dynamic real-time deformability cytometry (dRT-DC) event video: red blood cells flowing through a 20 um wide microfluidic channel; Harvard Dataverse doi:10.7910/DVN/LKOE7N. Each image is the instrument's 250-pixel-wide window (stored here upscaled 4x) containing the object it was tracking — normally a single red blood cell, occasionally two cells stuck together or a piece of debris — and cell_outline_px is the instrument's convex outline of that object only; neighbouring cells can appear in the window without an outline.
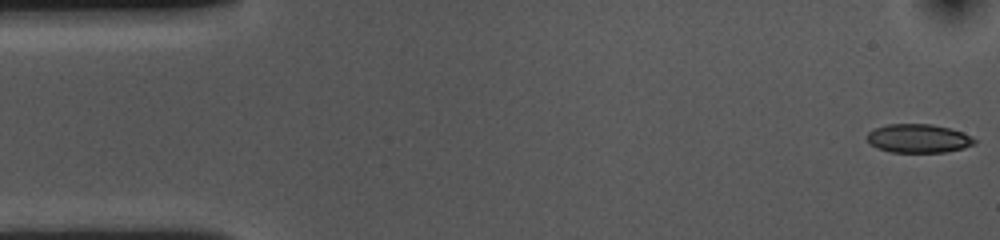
{"species": "common noctule bat (a hibernating species)", "species_latin": "Nyctalus noctula", "temperature_condition": "cold", "stored_images_in_passage": 54, "camera_frame_rate_fps": 3000, "um_per_image_px": 0.085, "animal": {"sex": "female", "body_mass_g": 10.0, "forearm_length_mm": 53.1}, "frame": {"image": 1, "passage_image": 1, "time_ms": 0.0, "image_size_px": [1000, 240], "cell_outline_px": [[976, 144], [964, 148], [944, 152], [892, 152], [876, 148], [868, 140], [868, 132], [876, 128], [888, 124], [932, 124], [948, 128], [972, 136], [976, 140]], "centroid_in_image_um": [78.09, 11.77], "position_along_channel_um": 6.9, "area_um2": 17.8}}
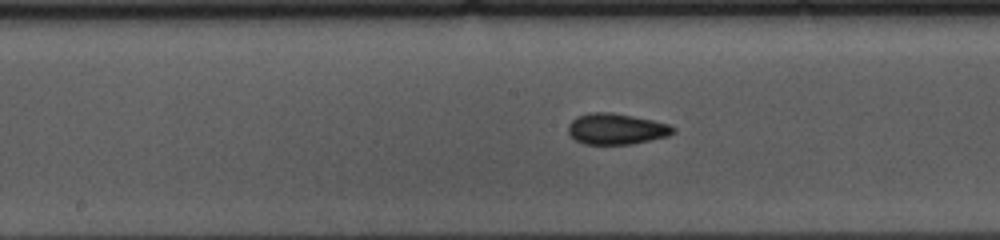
{"frame": {"image": 2, "passage_image": 26, "time_ms": 8.333, "image_size_px": [1000, 240], "cell_outline_px": [[676, 132], [668, 136], [632, 144], [584, 144], [576, 140], [568, 132], [568, 124], [576, 116], [592, 112], [612, 112], [652, 120], [668, 124], [676, 128]], "centroid_in_image_um": [52.39, 10.96], "position_along_channel_um": 195.8, "area_um2": 18.96}}
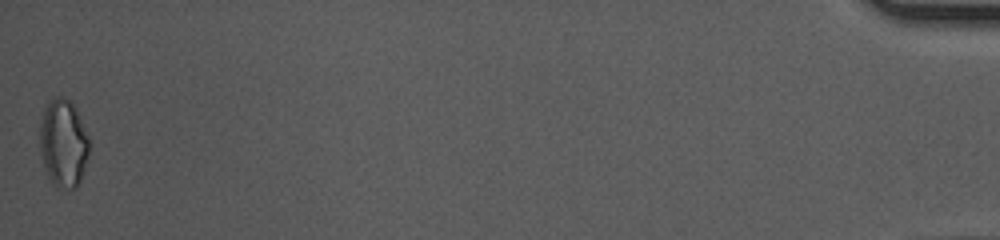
{"frame": {"image": 3, "passage_image": 54, "time_ms": 17.667, "image_size_px": [1000, 240], "cell_outline_px": [[88, 156], [80, 180], [76, 188], [60, 188], [48, 176], [44, 164], [40, 148], [40, 124], [44, 108], [52, 96], [64, 96], [72, 100], [76, 108], [88, 136]], "centroid_in_image_um": [5.38, 12.1], "position_along_channel_um": 429.8, "area_um2": 25.14}, "authors_computed_cell_mechanics": {"area_um2": 18.6694, "velocity_mm_per_s": 3.6145, "shape_relaxation_time_tau1_ms": 4.5645, "shape_relaxation_time_tau2_ms": 3.8653, "deformation_change_tau1": 0.0941, "deformation_change_tau2": 0.0852}}